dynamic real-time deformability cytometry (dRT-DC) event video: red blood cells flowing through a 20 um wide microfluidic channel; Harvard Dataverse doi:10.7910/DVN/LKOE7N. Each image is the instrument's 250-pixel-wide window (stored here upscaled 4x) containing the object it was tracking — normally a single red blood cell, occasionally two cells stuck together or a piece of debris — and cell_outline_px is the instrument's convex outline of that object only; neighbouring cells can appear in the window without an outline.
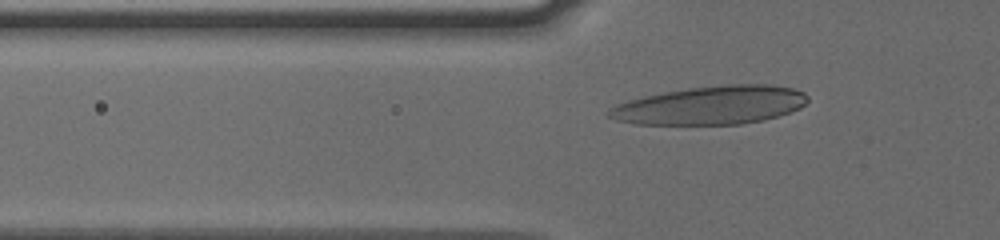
{"species": "human", "species_latin": "Homo sapiens", "temperature_condition": "cold", "stored_images_in_passage": 46, "camera_frame_rate_fps": 3000, "um_per_image_px": 0.085, "donor": {"sex": "male"}, "frame": {"image": 1, "passage_image": 10, "time_ms": 3.0, "image_size_px": [1000, 240], "cell_outline_px": [[808, 100], [800, 108], [764, 120], [740, 124], [636, 124], [616, 120], [608, 116], [608, 112], [616, 104], [628, 100], [644, 96], [664, 92], [688, 88], [728, 84], [772, 84], [792, 88], [804, 92], [808, 96]], "centroid_in_image_um": [60.44, 8.94], "position_along_channel_um": 65.4, "area_um2": 44.33}}
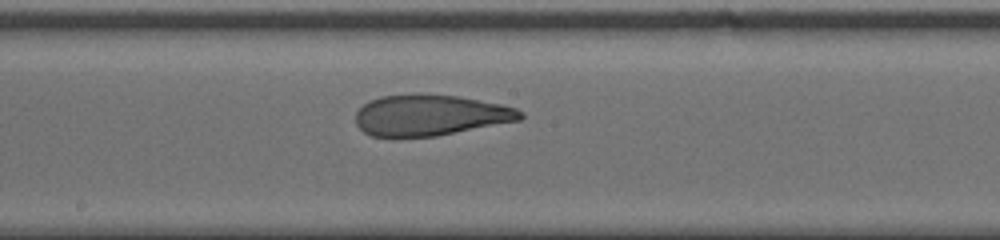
{"frame": {"image": 2, "passage_image": 22, "time_ms": 7.0, "image_size_px": [1000, 240], "cell_outline_px": [[524, 116], [520, 120], [436, 136], [372, 136], [364, 132], [356, 124], [356, 112], [368, 100], [380, 96], [416, 92], [456, 96], [500, 104], [516, 108], [524, 112]], "centroid_in_image_um": [36.55, 9.76], "position_along_channel_um": 211.7, "area_um2": 39.42}}
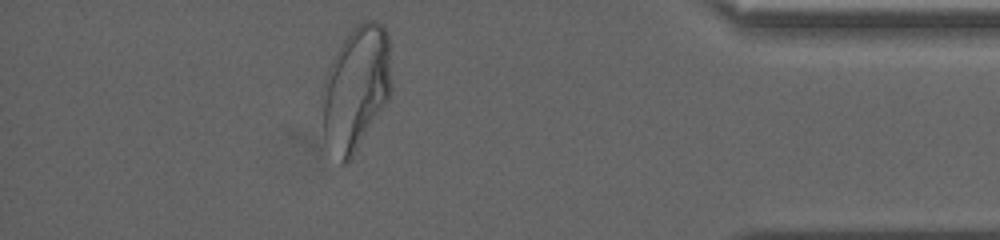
{"frame": {"image": 3, "passage_image": 40, "time_ms": 13.0, "image_size_px": [1000, 240], "cell_outline_px": [[392, 88], [388, 100], [356, 152], [348, 164], [340, 164], [324, 140], [324, 84], [332, 60], [336, 52], [352, 28], [356, 24], [364, 20], [376, 20], [384, 24], [388, 36]], "centroid_in_image_um": [30.3, 7.5], "position_along_channel_um": 404.9, "area_um2": 49.94}, "authors_computed_cell_mechanics": {"area_um2": 41.7316, "velocity_mm_per_s": 3.7732, "shape_relaxation_time_tau1_ms": 8.2025, "shape_relaxation_time_tau2_ms": 1.358, "deformation_change_tau1": 0.2674, "deformation_change_tau2": 0.0916}}